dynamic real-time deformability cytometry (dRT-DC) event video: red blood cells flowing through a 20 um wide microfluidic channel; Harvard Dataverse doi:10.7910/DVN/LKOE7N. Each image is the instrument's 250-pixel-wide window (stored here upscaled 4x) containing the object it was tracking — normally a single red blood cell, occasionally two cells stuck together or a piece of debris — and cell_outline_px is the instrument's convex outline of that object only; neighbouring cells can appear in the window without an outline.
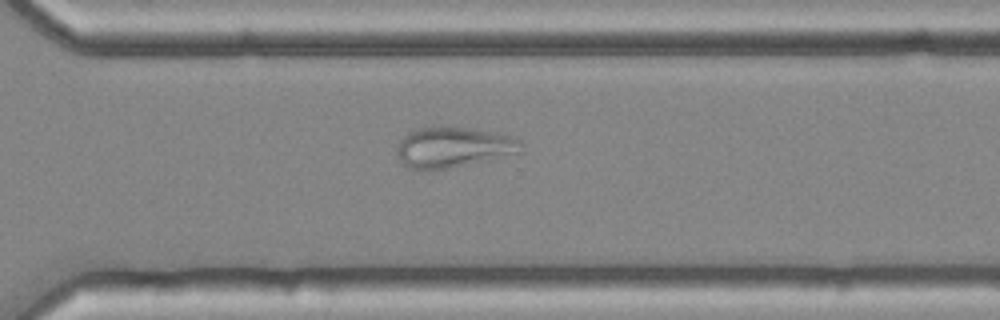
{"species": "common noctule bat (a hibernating species)", "species_latin": "Nyctalus noctula", "temperature_condition": "cold", "stored_images_in_passage": 38, "camera_frame_rate_fps": 3000, "um_per_image_px": 0.085, "animal": {"sex": "female", "body_mass_g": 25.1}, "frame": {"image": 1, "passage_image": 22, "time_ms": 7.0, "image_size_px": [1000, 320], "cell_outline_px": [[524, 144], [520, 152], [448, 168], [428, 172], [408, 168], [400, 160], [396, 152], [396, 148], [400, 140], [408, 132], [420, 128], [468, 128], [512, 136], [520, 140]], "centroid_in_image_um": [38.48, 12.55], "position_along_channel_um": 332.1, "area_um2": 28.9}}